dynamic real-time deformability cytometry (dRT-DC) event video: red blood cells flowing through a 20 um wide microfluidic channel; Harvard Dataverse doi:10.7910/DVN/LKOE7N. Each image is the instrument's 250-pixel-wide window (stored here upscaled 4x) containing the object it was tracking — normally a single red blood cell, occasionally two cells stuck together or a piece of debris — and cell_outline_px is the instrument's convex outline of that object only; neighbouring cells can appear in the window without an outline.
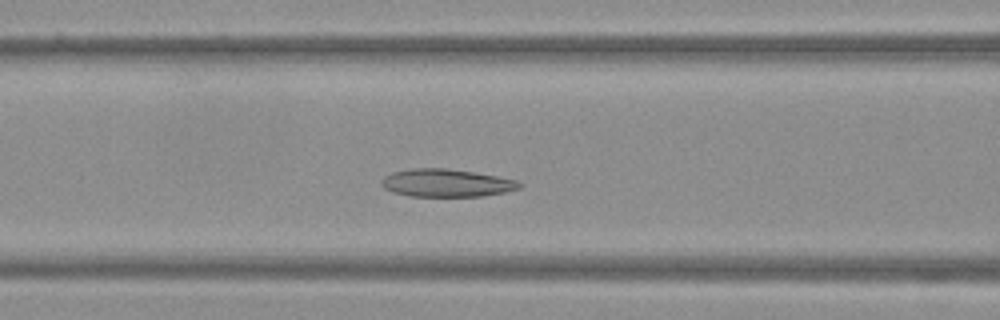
{"species": "Egyptian fruit bat (a non-hibernating species)", "species_latin": "Rousettus aegyptiacus", "temperature_condition": "warm", "stored_images_in_passage": 45, "camera_frame_rate_fps": 3000, "um_per_image_px": 0.085, "frame": {"image": 1, "passage_image": 15, "time_ms": 4.667, "image_size_px": [1000, 320], "cell_outline_px": [[524, 184], [520, 188], [504, 192], [484, 196], [408, 196], [392, 192], [384, 188], [380, 184], [380, 180], [384, 176], [392, 172], [412, 168], [448, 168], [496, 176], [516, 180]], "centroid_in_image_um": [37.91, 15.55], "position_along_channel_um": 128.7, "area_um2": 22.43}}
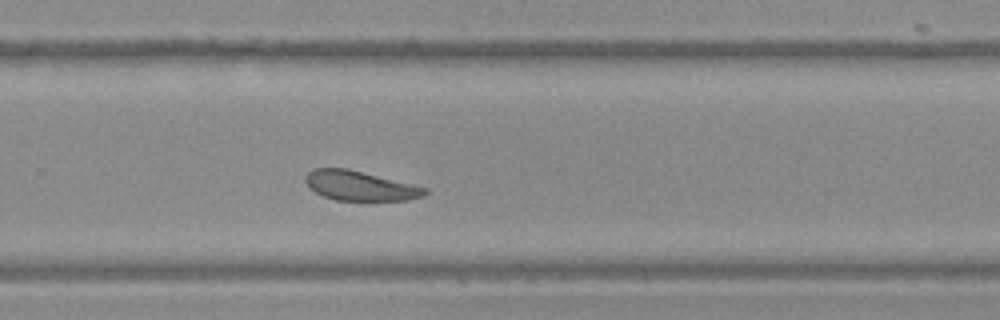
{"frame": {"image": 2, "passage_image": 28, "time_ms": 9.0, "image_size_px": [1000, 320], "cell_outline_px": [[428, 192], [424, 196], [408, 200], [336, 200], [324, 196], [308, 188], [304, 180], [304, 176], [312, 168], [348, 168], [428, 188]], "centroid_in_image_um": [30.57, 15.78], "position_along_channel_um": 299.2, "area_um2": 20.69}}
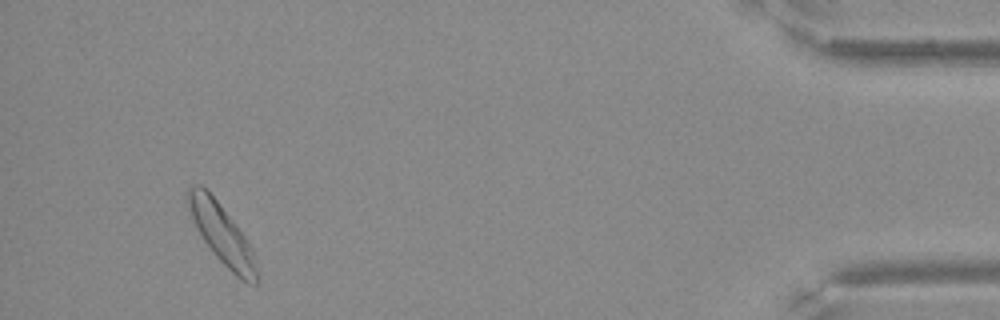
{"frame": {"image": 3, "passage_image": 42, "time_ms": 13.667, "image_size_px": [1000, 320], "cell_outline_px": [[256, 284], [240, 280], [216, 256], [204, 240], [184, 200], [184, 196], [188, 188], [196, 184], [200, 184], [216, 200], [232, 220], [244, 236], [252, 248], [256, 272]], "centroid_in_image_um": [18.81, 19.85], "position_along_channel_um": 416.4, "area_um2": 23.0}}